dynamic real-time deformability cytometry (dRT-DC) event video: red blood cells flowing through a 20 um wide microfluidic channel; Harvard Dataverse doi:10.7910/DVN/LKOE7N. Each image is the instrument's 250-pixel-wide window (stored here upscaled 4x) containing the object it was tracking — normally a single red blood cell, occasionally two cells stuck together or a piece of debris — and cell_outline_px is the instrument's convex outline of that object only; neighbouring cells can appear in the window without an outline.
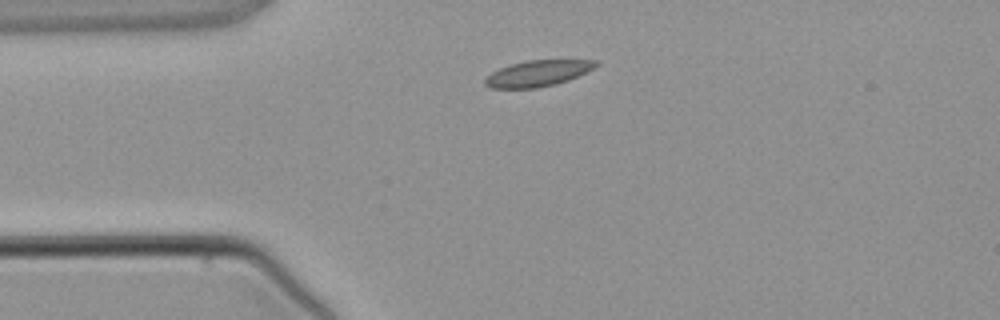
{"species": "common noctule bat (a hibernating species)", "species_latin": "Nyctalus noctula", "temperature_condition": "warm", "stored_images_in_passage": 2, "camera_frame_rate_fps": 3000, "um_per_image_px": 0.085, "animal": {"sex": "male", "body_mass_g": 21.5, "forearm_length_mm": 52.0}, "frame": {"image": 1, "passage_image": 2, "time_ms": 1.333, "image_size_px": [1000, 320], "cell_outline_px": [[600, 64], [568, 80], [556, 84], [536, 88], [492, 88], [484, 84], [484, 80], [492, 72], [500, 68], [512, 64], [528, 60], [596, 60]], "centroid_in_image_um": [45.69, 6.24], "position_along_channel_um": 39.3, "area_um2": 16.53}}